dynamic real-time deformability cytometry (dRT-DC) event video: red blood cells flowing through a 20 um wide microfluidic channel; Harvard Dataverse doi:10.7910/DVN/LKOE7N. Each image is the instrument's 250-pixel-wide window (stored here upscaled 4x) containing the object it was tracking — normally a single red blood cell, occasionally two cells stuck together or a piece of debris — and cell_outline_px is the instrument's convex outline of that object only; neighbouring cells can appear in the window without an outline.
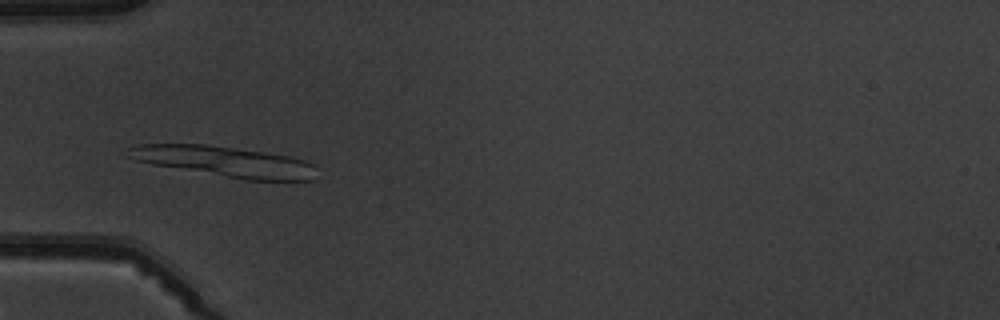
{"species": "common noctule bat (a hibernating species)", "species_latin": "Nyctalus noctula", "temperature_condition": "warm", "stored_images_in_passage": 8, "camera_frame_rate_fps": 3000, "um_per_image_px": 0.085, "animal": {"sex": "male", "body_mass_g": 19.5, "forearm_length_mm": 54.6}, "frame": {"image": 1, "passage_image": 5, "time_ms": 4.667, "image_size_px": [1000, 320], "cell_outline_px": [[312, 180], [244, 180], [152, 164], [136, 160], [128, 156], [124, 148], [136, 144], [204, 144], [288, 156], [304, 160], [312, 164]], "centroid_in_image_um": [18.96, 13.73], "position_along_channel_um": 66.0, "area_um2": 32.95}}
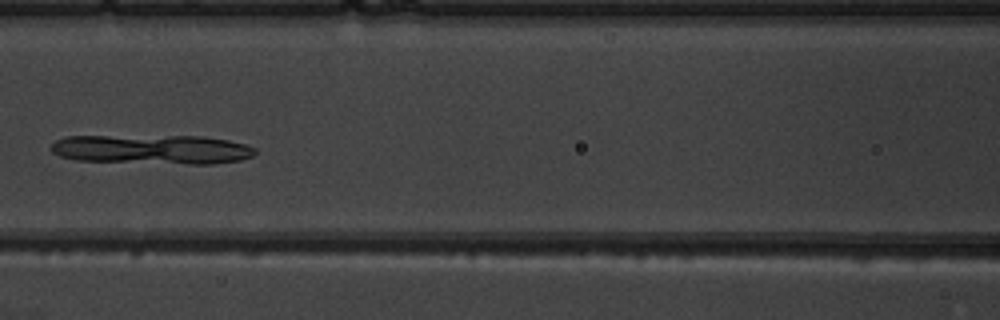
{"frame": {"image": 2, "passage_image": 7, "time_ms": 7.0, "image_size_px": [1000, 320], "cell_outline_px": [[256, 152], [252, 156], [240, 160], [216, 164], [188, 164], [76, 160], [60, 156], [52, 152], [48, 148], [56, 140], [64, 136], [200, 136], [228, 140], [244, 144], [256, 148]], "centroid_in_image_um": [12.92, 12.7], "position_along_channel_um": 153.7, "area_um2": 35.08}}
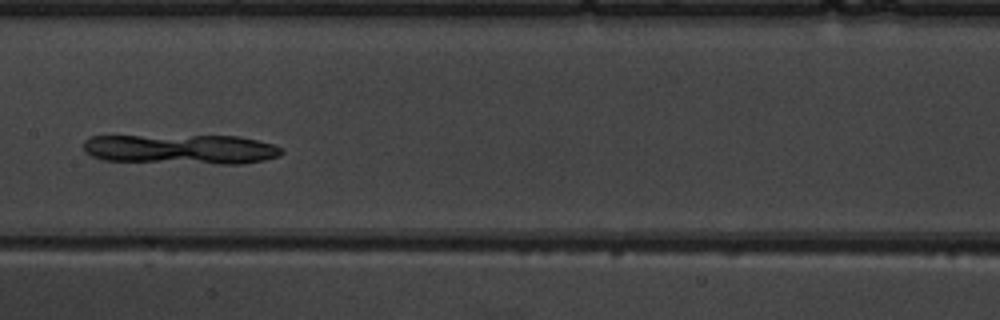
{"frame": {"image": 3, "passage_image": 8, "time_ms": 8.0, "image_size_px": [1000, 320], "cell_outline_px": [[284, 152], [280, 156], [264, 160], [240, 164], [216, 164], [104, 160], [92, 156], [84, 152], [84, 140], [92, 136], [240, 136], [272, 144], [284, 148]], "centroid_in_image_um": [15.42, 12.69], "position_along_channel_um": 192.0, "area_um2": 34.51}}